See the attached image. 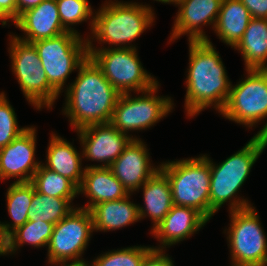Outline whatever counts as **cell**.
<instances>
[{
	"instance_id": "cell-1",
	"label": "cell",
	"mask_w": 267,
	"mask_h": 266,
	"mask_svg": "<svg viewBox=\"0 0 267 266\" xmlns=\"http://www.w3.org/2000/svg\"><path fill=\"white\" fill-rule=\"evenodd\" d=\"M74 83L67 87L64 113L79 130L93 124L110 123L121 95L88 56L78 68Z\"/></svg>"
},
{
	"instance_id": "cell-2",
	"label": "cell",
	"mask_w": 267,
	"mask_h": 266,
	"mask_svg": "<svg viewBox=\"0 0 267 266\" xmlns=\"http://www.w3.org/2000/svg\"><path fill=\"white\" fill-rule=\"evenodd\" d=\"M189 68L185 107L188 116L214 105L221 112L228 100L231 83L210 40L189 41Z\"/></svg>"
},
{
	"instance_id": "cell-3",
	"label": "cell",
	"mask_w": 267,
	"mask_h": 266,
	"mask_svg": "<svg viewBox=\"0 0 267 266\" xmlns=\"http://www.w3.org/2000/svg\"><path fill=\"white\" fill-rule=\"evenodd\" d=\"M173 204L192 207L210 220V159L206 156L163 163Z\"/></svg>"
},
{
	"instance_id": "cell-4",
	"label": "cell",
	"mask_w": 267,
	"mask_h": 266,
	"mask_svg": "<svg viewBox=\"0 0 267 266\" xmlns=\"http://www.w3.org/2000/svg\"><path fill=\"white\" fill-rule=\"evenodd\" d=\"M153 15L151 7L146 5L108 2L93 16L92 34L100 42L134 48L126 43L130 44L152 25Z\"/></svg>"
},
{
	"instance_id": "cell-5",
	"label": "cell",
	"mask_w": 267,
	"mask_h": 266,
	"mask_svg": "<svg viewBox=\"0 0 267 266\" xmlns=\"http://www.w3.org/2000/svg\"><path fill=\"white\" fill-rule=\"evenodd\" d=\"M228 240L232 266H266L267 240L256 210L245 199L230 204Z\"/></svg>"
},
{
	"instance_id": "cell-6",
	"label": "cell",
	"mask_w": 267,
	"mask_h": 266,
	"mask_svg": "<svg viewBox=\"0 0 267 266\" xmlns=\"http://www.w3.org/2000/svg\"><path fill=\"white\" fill-rule=\"evenodd\" d=\"M266 147L267 137L255 135L221 164L216 166L210 160V218L237 193Z\"/></svg>"
},
{
	"instance_id": "cell-7",
	"label": "cell",
	"mask_w": 267,
	"mask_h": 266,
	"mask_svg": "<svg viewBox=\"0 0 267 266\" xmlns=\"http://www.w3.org/2000/svg\"><path fill=\"white\" fill-rule=\"evenodd\" d=\"M87 40L89 57L120 94L144 92L158 83L143 69L135 46L94 49L91 40Z\"/></svg>"
},
{
	"instance_id": "cell-8",
	"label": "cell",
	"mask_w": 267,
	"mask_h": 266,
	"mask_svg": "<svg viewBox=\"0 0 267 266\" xmlns=\"http://www.w3.org/2000/svg\"><path fill=\"white\" fill-rule=\"evenodd\" d=\"M32 44L37 49L49 84L60 94L70 73L86 60L88 40L79 34L65 32L58 36L41 39Z\"/></svg>"
},
{
	"instance_id": "cell-9",
	"label": "cell",
	"mask_w": 267,
	"mask_h": 266,
	"mask_svg": "<svg viewBox=\"0 0 267 266\" xmlns=\"http://www.w3.org/2000/svg\"><path fill=\"white\" fill-rule=\"evenodd\" d=\"M248 76L234 87L220 112L226 119L252 127L267 117V69H246ZM267 137V123L256 134Z\"/></svg>"
},
{
	"instance_id": "cell-10",
	"label": "cell",
	"mask_w": 267,
	"mask_h": 266,
	"mask_svg": "<svg viewBox=\"0 0 267 266\" xmlns=\"http://www.w3.org/2000/svg\"><path fill=\"white\" fill-rule=\"evenodd\" d=\"M10 57L12 70L18 79L26 99L38 110L46 106L51 109L59 93L49 84L37 49L32 43L11 37Z\"/></svg>"
},
{
	"instance_id": "cell-11",
	"label": "cell",
	"mask_w": 267,
	"mask_h": 266,
	"mask_svg": "<svg viewBox=\"0 0 267 266\" xmlns=\"http://www.w3.org/2000/svg\"><path fill=\"white\" fill-rule=\"evenodd\" d=\"M94 231L89 210L74 208L53 227L48 243V262L51 264L84 261L79 260Z\"/></svg>"
},
{
	"instance_id": "cell-12",
	"label": "cell",
	"mask_w": 267,
	"mask_h": 266,
	"mask_svg": "<svg viewBox=\"0 0 267 266\" xmlns=\"http://www.w3.org/2000/svg\"><path fill=\"white\" fill-rule=\"evenodd\" d=\"M158 83L143 92L144 96L131 98L129 93L118 98L110 123L122 133L130 130H141L155 125L173 108L169 97L156 96ZM154 94V95H153Z\"/></svg>"
},
{
	"instance_id": "cell-13",
	"label": "cell",
	"mask_w": 267,
	"mask_h": 266,
	"mask_svg": "<svg viewBox=\"0 0 267 266\" xmlns=\"http://www.w3.org/2000/svg\"><path fill=\"white\" fill-rule=\"evenodd\" d=\"M76 131L83 146L82 155L92 161L104 162L101 167H110L133 139L111 123L93 124Z\"/></svg>"
},
{
	"instance_id": "cell-14",
	"label": "cell",
	"mask_w": 267,
	"mask_h": 266,
	"mask_svg": "<svg viewBox=\"0 0 267 266\" xmlns=\"http://www.w3.org/2000/svg\"><path fill=\"white\" fill-rule=\"evenodd\" d=\"M36 130L28 127L20 136L0 149V179L19 177L15 183L30 182L40 163L34 161Z\"/></svg>"
},
{
	"instance_id": "cell-15",
	"label": "cell",
	"mask_w": 267,
	"mask_h": 266,
	"mask_svg": "<svg viewBox=\"0 0 267 266\" xmlns=\"http://www.w3.org/2000/svg\"><path fill=\"white\" fill-rule=\"evenodd\" d=\"M223 0H180L179 11L175 19L172 39L189 33V41H208L200 25L216 24Z\"/></svg>"
},
{
	"instance_id": "cell-16",
	"label": "cell",
	"mask_w": 267,
	"mask_h": 266,
	"mask_svg": "<svg viewBox=\"0 0 267 266\" xmlns=\"http://www.w3.org/2000/svg\"><path fill=\"white\" fill-rule=\"evenodd\" d=\"M145 144L133 138L121 155L111 164L114 176L130 194L136 191L159 169L151 166Z\"/></svg>"
},
{
	"instance_id": "cell-17",
	"label": "cell",
	"mask_w": 267,
	"mask_h": 266,
	"mask_svg": "<svg viewBox=\"0 0 267 266\" xmlns=\"http://www.w3.org/2000/svg\"><path fill=\"white\" fill-rule=\"evenodd\" d=\"M14 24L26 32L19 40L32 43L68 32L62 25L56 0H44L35 8L24 12Z\"/></svg>"
},
{
	"instance_id": "cell-18",
	"label": "cell",
	"mask_w": 267,
	"mask_h": 266,
	"mask_svg": "<svg viewBox=\"0 0 267 266\" xmlns=\"http://www.w3.org/2000/svg\"><path fill=\"white\" fill-rule=\"evenodd\" d=\"M209 221L192 207L173 205L164 219L152 229V233L165 246L176 244L203 227Z\"/></svg>"
},
{
	"instance_id": "cell-19",
	"label": "cell",
	"mask_w": 267,
	"mask_h": 266,
	"mask_svg": "<svg viewBox=\"0 0 267 266\" xmlns=\"http://www.w3.org/2000/svg\"><path fill=\"white\" fill-rule=\"evenodd\" d=\"M79 193H84L91 199L90 203L81 207L87 210L99 203L118 200L129 195L110 167H101L100 165L84 168L82 182L78 187Z\"/></svg>"
},
{
	"instance_id": "cell-20",
	"label": "cell",
	"mask_w": 267,
	"mask_h": 266,
	"mask_svg": "<svg viewBox=\"0 0 267 266\" xmlns=\"http://www.w3.org/2000/svg\"><path fill=\"white\" fill-rule=\"evenodd\" d=\"M125 198L105 201L92 206L89 211L92 216L94 230H116L140 220L139 206Z\"/></svg>"
},
{
	"instance_id": "cell-21",
	"label": "cell",
	"mask_w": 267,
	"mask_h": 266,
	"mask_svg": "<svg viewBox=\"0 0 267 266\" xmlns=\"http://www.w3.org/2000/svg\"><path fill=\"white\" fill-rule=\"evenodd\" d=\"M144 207L139 206L140 219L149 214L153 229L164 219L173 204L172 192L167 176L158 169L143 185Z\"/></svg>"
},
{
	"instance_id": "cell-22",
	"label": "cell",
	"mask_w": 267,
	"mask_h": 266,
	"mask_svg": "<svg viewBox=\"0 0 267 266\" xmlns=\"http://www.w3.org/2000/svg\"><path fill=\"white\" fill-rule=\"evenodd\" d=\"M50 139L47 163L43 166L68 178L79 187L84 175V170H81L80 154L72 144L60 136L52 134Z\"/></svg>"
},
{
	"instance_id": "cell-23",
	"label": "cell",
	"mask_w": 267,
	"mask_h": 266,
	"mask_svg": "<svg viewBox=\"0 0 267 266\" xmlns=\"http://www.w3.org/2000/svg\"><path fill=\"white\" fill-rule=\"evenodd\" d=\"M251 18L249 10L240 0H223L214 30L219 39L235 47L242 39Z\"/></svg>"
},
{
	"instance_id": "cell-24",
	"label": "cell",
	"mask_w": 267,
	"mask_h": 266,
	"mask_svg": "<svg viewBox=\"0 0 267 266\" xmlns=\"http://www.w3.org/2000/svg\"><path fill=\"white\" fill-rule=\"evenodd\" d=\"M234 49L242 53L246 69H267V19L251 18Z\"/></svg>"
},
{
	"instance_id": "cell-25",
	"label": "cell",
	"mask_w": 267,
	"mask_h": 266,
	"mask_svg": "<svg viewBox=\"0 0 267 266\" xmlns=\"http://www.w3.org/2000/svg\"><path fill=\"white\" fill-rule=\"evenodd\" d=\"M6 194L7 208L13 223L5 224L0 222V238L3 241L28 221V210L32 202L34 186L30 182H14L10 185Z\"/></svg>"
},
{
	"instance_id": "cell-26",
	"label": "cell",
	"mask_w": 267,
	"mask_h": 266,
	"mask_svg": "<svg viewBox=\"0 0 267 266\" xmlns=\"http://www.w3.org/2000/svg\"><path fill=\"white\" fill-rule=\"evenodd\" d=\"M54 224L44 221H27L3 241V254L14 253L24 243L35 247L48 246Z\"/></svg>"
},
{
	"instance_id": "cell-27",
	"label": "cell",
	"mask_w": 267,
	"mask_h": 266,
	"mask_svg": "<svg viewBox=\"0 0 267 266\" xmlns=\"http://www.w3.org/2000/svg\"><path fill=\"white\" fill-rule=\"evenodd\" d=\"M73 208L66 198L50 197L37 192L34 188L32 202L28 210V220L44 221L55 225L66 217Z\"/></svg>"
},
{
	"instance_id": "cell-28",
	"label": "cell",
	"mask_w": 267,
	"mask_h": 266,
	"mask_svg": "<svg viewBox=\"0 0 267 266\" xmlns=\"http://www.w3.org/2000/svg\"><path fill=\"white\" fill-rule=\"evenodd\" d=\"M30 183L35 190L50 197L66 198L70 203L78 194V187L68 178L43 166L36 170Z\"/></svg>"
},
{
	"instance_id": "cell-29",
	"label": "cell",
	"mask_w": 267,
	"mask_h": 266,
	"mask_svg": "<svg viewBox=\"0 0 267 266\" xmlns=\"http://www.w3.org/2000/svg\"><path fill=\"white\" fill-rule=\"evenodd\" d=\"M154 247H128L114 250L97 257L92 266H142Z\"/></svg>"
},
{
	"instance_id": "cell-30",
	"label": "cell",
	"mask_w": 267,
	"mask_h": 266,
	"mask_svg": "<svg viewBox=\"0 0 267 266\" xmlns=\"http://www.w3.org/2000/svg\"><path fill=\"white\" fill-rule=\"evenodd\" d=\"M56 5L63 27L68 32L75 34H78V32L69 27V25L86 21V19H89L93 14L88 0H56Z\"/></svg>"
},
{
	"instance_id": "cell-31",
	"label": "cell",
	"mask_w": 267,
	"mask_h": 266,
	"mask_svg": "<svg viewBox=\"0 0 267 266\" xmlns=\"http://www.w3.org/2000/svg\"><path fill=\"white\" fill-rule=\"evenodd\" d=\"M28 127L19 128L14 108L7 101L4 92L0 93V149L20 136Z\"/></svg>"
},
{
	"instance_id": "cell-32",
	"label": "cell",
	"mask_w": 267,
	"mask_h": 266,
	"mask_svg": "<svg viewBox=\"0 0 267 266\" xmlns=\"http://www.w3.org/2000/svg\"><path fill=\"white\" fill-rule=\"evenodd\" d=\"M142 266H174L172 260L163 254V248H154L146 257Z\"/></svg>"
},
{
	"instance_id": "cell-33",
	"label": "cell",
	"mask_w": 267,
	"mask_h": 266,
	"mask_svg": "<svg viewBox=\"0 0 267 266\" xmlns=\"http://www.w3.org/2000/svg\"><path fill=\"white\" fill-rule=\"evenodd\" d=\"M252 18L267 19V0H240Z\"/></svg>"
},
{
	"instance_id": "cell-34",
	"label": "cell",
	"mask_w": 267,
	"mask_h": 266,
	"mask_svg": "<svg viewBox=\"0 0 267 266\" xmlns=\"http://www.w3.org/2000/svg\"><path fill=\"white\" fill-rule=\"evenodd\" d=\"M11 19L16 21V0H0V21L6 25Z\"/></svg>"
},
{
	"instance_id": "cell-35",
	"label": "cell",
	"mask_w": 267,
	"mask_h": 266,
	"mask_svg": "<svg viewBox=\"0 0 267 266\" xmlns=\"http://www.w3.org/2000/svg\"><path fill=\"white\" fill-rule=\"evenodd\" d=\"M44 0H16V20L26 11L35 8Z\"/></svg>"
},
{
	"instance_id": "cell-36",
	"label": "cell",
	"mask_w": 267,
	"mask_h": 266,
	"mask_svg": "<svg viewBox=\"0 0 267 266\" xmlns=\"http://www.w3.org/2000/svg\"><path fill=\"white\" fill-rule=\"evenodd\" d=\"M56 264H61L60 266H91L85 261H80V262H71L70 264H66V262H60Z\"/></svg>"
},
{
	"instance_id": "cell-37",
	"label": "cell",
	"mask_w": 267,
	"mask_h": 266,
	"mask_svg": "<svg viewBox=\"0 0 267 266\" xmlns=\"http://www.w3.org/2000/svg\"><path fill=\"white\" fill-rule=\"evenodd\" d=\"M156 1H159V2H162V3H175L177 4L180 0H156Z\"/></svg>"
},
{
	"instance_id": "cell-38",
	"label": "cell",
	"mask_w": 267,
	"mask_h": 266,
	"mask_svg": "<svg viewBox=\"0 0 267 266\" xmlns=\"http://www.w3.org/2000/svg\"><path fill=\"white\" fill-rule=\"evenodd\" d=\"M0 255H4L3 254V240L0 238Z\"/></svg>"
}]
</instances>
